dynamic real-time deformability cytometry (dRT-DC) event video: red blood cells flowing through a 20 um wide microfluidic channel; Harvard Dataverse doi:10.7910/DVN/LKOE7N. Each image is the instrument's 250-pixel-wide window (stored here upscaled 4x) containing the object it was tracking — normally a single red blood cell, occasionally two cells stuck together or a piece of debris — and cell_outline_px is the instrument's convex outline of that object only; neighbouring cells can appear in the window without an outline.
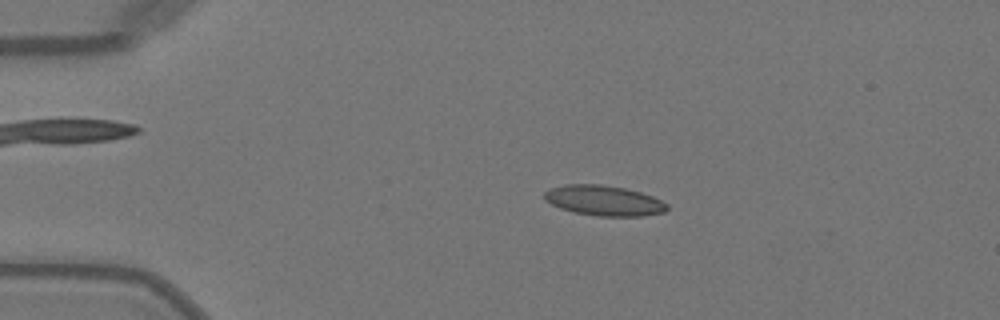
{"species": "Egyptian fruit bat (a non-hibernating species)", "species_latin": "Rousettus aegyptiacus", "temperature_condition": "warm", "stored_images_in_passage": 51, "camera_frame_rate_fps": 3000, "um_per_image_px": 0.085, "animal": {"sex": "female"}, "frame": {"image": 1, "passage_image": 11, "time_ms": 3.333, "image_size_px": [1000, 320], "cell_outline_px": [[668, 208], [664, 212], [644, 216], [596, 216], [572, 212], [560, 208], [544, 200], [544, 192], [552, 188], [564, 184], [600, 184], [624, 188], [640, 192], [652, 196], [668, 204]], "centroid_in_image_um": [51.32, 17.05], "position_along_channel_um": 33.7, "area_um2": 21.68}}
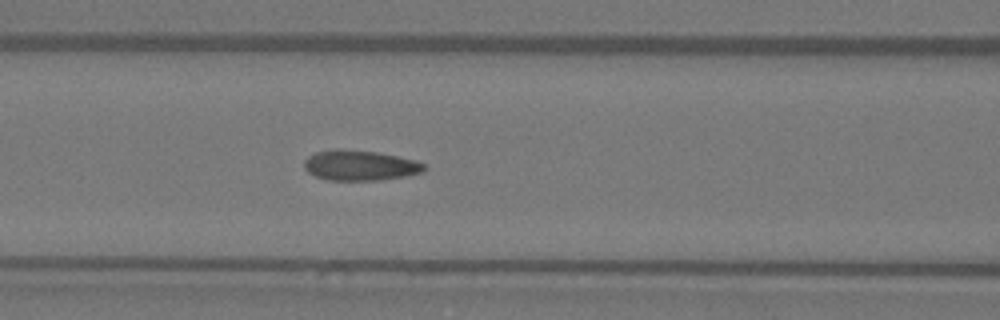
{"frame": {"image": 2, "passage_image": 22, "time_ms": 7.0, "image_size_px": [1000, 320], "cell_outline_px": [[428, 168], [424, 172], [404, 176], [380, 180], [328, 180], [316, 176], [308, 172], [304, 168], [304, 160], [308, 156], [316, 152], [336, 148], [376, 152], [416, 160], [428, 164]], "centroid_in_image_um": [30.63, 14.05], "position_along_channel_um": 136.0, "area_um2": 21.33}}
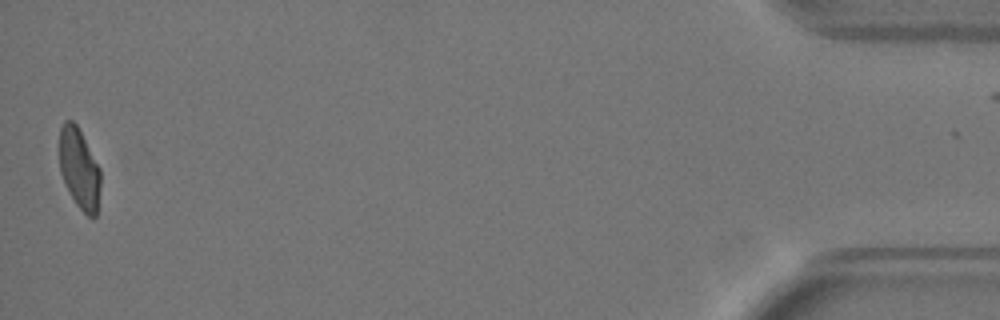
{"frame": {"image": 3, "passage_image": 50, "time_ms": 16.333, "image_size_px": [1000, 320], "cell_outline_px": [[100, 188], [96, 216], [88, 216], [76, 204], [64, 184], [60, 172], [60, 128], [64, 120], [72, 120], [76, 124], [100, 168]], "centroid_in_image_um": [6.73, 14.34], "position_along_channel_um": 428.5, "area_um2": 19.13}}